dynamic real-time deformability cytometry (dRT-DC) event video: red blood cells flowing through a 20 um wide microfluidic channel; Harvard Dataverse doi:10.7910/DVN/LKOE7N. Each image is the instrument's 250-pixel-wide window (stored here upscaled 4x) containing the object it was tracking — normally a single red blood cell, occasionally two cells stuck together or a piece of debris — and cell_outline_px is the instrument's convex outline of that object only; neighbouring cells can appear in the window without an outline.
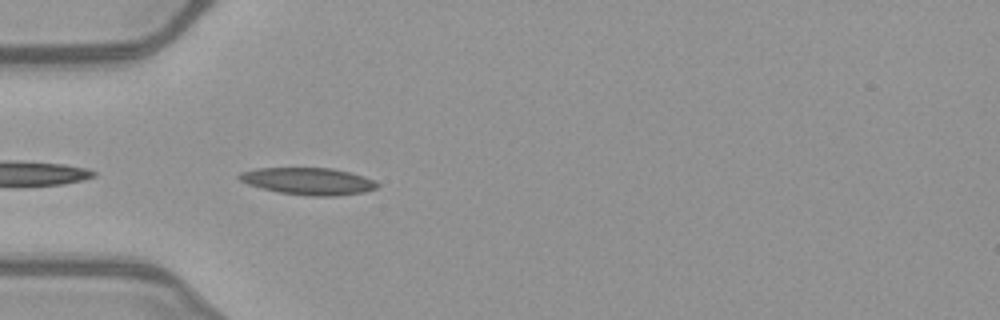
{"species": "common noctule bat (a hibernating species)", "species_latin": "Nyctalus noctula", "temperature_condition": "warm", "stored_images_in_passage": 10, "camera_frame_rate_fps": 3000, "um_per_image_px": 0.085, "animal": {"sex": "female", "body_mass_g": 21.9}, "frame": {"image": 1, "passage_image": 2, "time_ms": 0.333, "image_size_px": [1000, 320], "cell_outline_px": [[380, 184], [376, 188], [364, 192], [336, 196], [312, 196], [280, 192], [248, 184], [240, 180], [236, 176], [240, 172], [256, 168], [332, 168], [364, 176], [376, 180]], "centroid_in_image_um": [26.23, 15.39], "position_along_channel_um": 58.8, "area_um2": 21.68}}
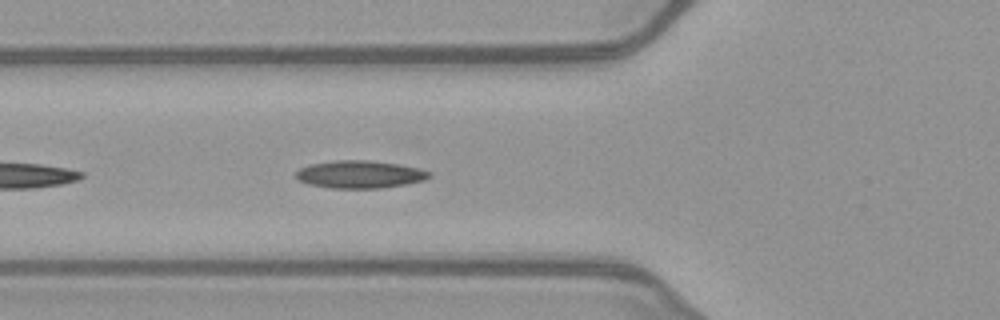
{"frame": {"image": 2, "passage_image": 5, "time_ms": 1.333, "image_size_px": [1000, 320], "cell_outline_px": [[432, 176], [424, 180], [404, 184], [380, 188], [332, 188], [308, 184], [300, 180], [296, 176], [296, 172], [300, 168], [312, 164], [336, 160], [368, 160], [400, 164], [420, 168], [432, 172]], "centroid_in_image_um": [30.63, 14.81], "position_along_channel_um": 95.2, "area_um2": 21.39}}